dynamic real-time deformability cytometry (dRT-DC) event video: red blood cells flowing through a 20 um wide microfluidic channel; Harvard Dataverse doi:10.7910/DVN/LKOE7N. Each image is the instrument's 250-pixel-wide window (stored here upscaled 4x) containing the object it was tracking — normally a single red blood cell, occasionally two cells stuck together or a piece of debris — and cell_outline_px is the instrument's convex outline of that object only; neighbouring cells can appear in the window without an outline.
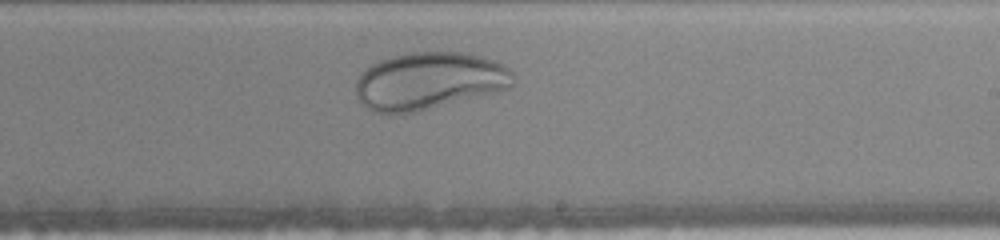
{"species": "human", "species_latin": "Homo sapiens", "temperature_condition": "warm", "stored_images_in_passage": 23, "camera_frame_rate_fps": 3000, "um_per_image_px": 0.085, "donor": {"sex": "female"}, "frame": {"image": 1, "passage_image": 14, "time_ms": 4.333, "image_size_px": [1000, 240], "cell_outline_px": [[512, 88], [416, 112], [372, 112], [356, 96], [356, 80], [360, 72], [372, 64], [380, 60], [392, 56], [416, 52], [460, 52], [480, 56], [496, 60], [504, 64], [512, 72]], "centroid_in_image_um": [36.48, 6.87], "position_along_channel_um": 252.5, "area_um2": 52.37}}